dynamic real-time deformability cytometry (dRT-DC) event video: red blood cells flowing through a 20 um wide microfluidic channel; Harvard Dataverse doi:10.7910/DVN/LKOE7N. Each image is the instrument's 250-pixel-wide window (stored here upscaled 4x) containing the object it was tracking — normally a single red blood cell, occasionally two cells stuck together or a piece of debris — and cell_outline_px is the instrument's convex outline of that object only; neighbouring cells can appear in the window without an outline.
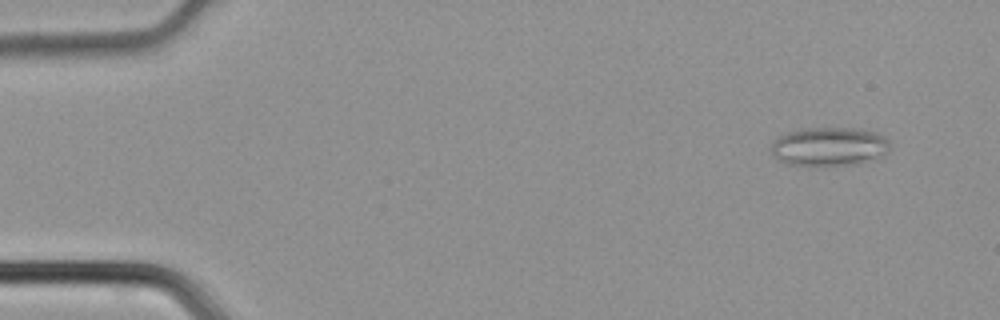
{"species": "common noctule bat (a hibernating species)", "species_latin": "Nyctalus noctula", "temperature_condition": "cold", "stored_images_in_passage": 46, "camera_frame_rate_fps": 3000, "um_per_image_px": 0.085, "animal": {"sex": "male", "body_mass_g": 21.5, "forearm_length_mm": 52.0}, "frame": {"image": 1, "passage_image": 4, "time_ms": 1.0, "image_size_px": [1000, 320], "cell_outline_px": [[888, 148], [876, 160], [856, 164], [820, 168], [808, 168], [784, 164], [772, 156], [772, 144], [780, 136], [788, 132], [800, 128], [852, 128], [876, 132], [884, 136], [888, 140]], "centroid_in_image_um": [70.43, 12.51], "position_along_channel_um": 14.6, "area_um2": 27.69}}
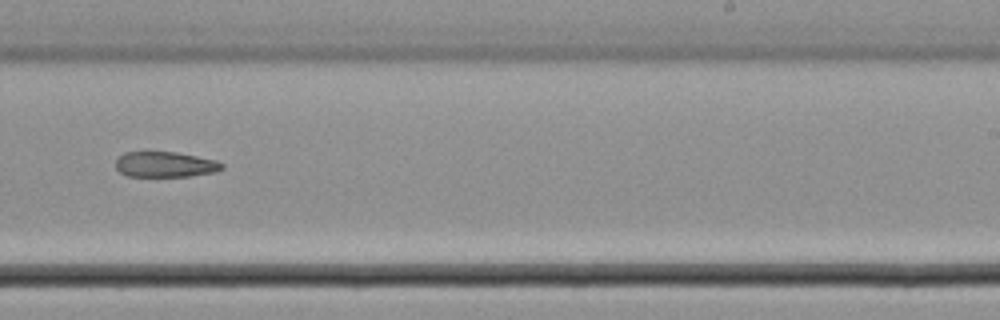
{"frame": {"image": 2, "passage_image": 29, "time_ms": 9.333, "image_size_px": [1000, 320], "cell_outline_px": [[224, 168], [216, 172], [188, 176], [128, 176], [120, 172], [116, 168], [116, 160], [124, 152], [176, 152], [216, 160], [224, 164]], "centroid_in_image_um": [14.06, 13.98], "position_along_channel_um": 274.9, "area_um2": 15.72}}
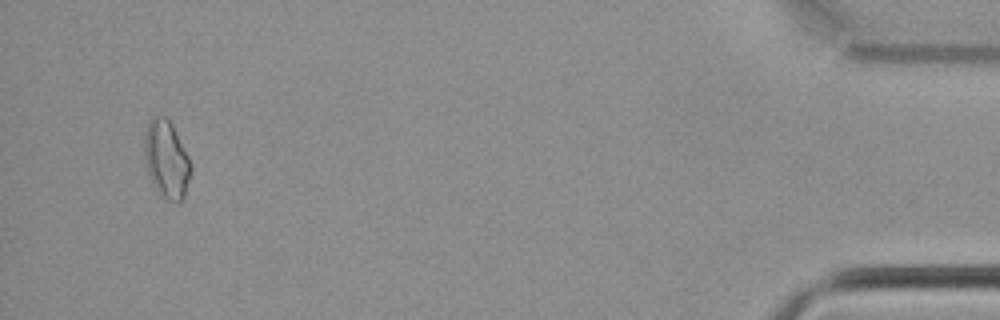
{"frame": {"image": 3, "passage_image": 44, "time_ms": 14.333, "image_size_px": [1000, 320], "cell_outline_px": [[192, 172], [184, 196], [180, 204], [176, 204], [160, 196], [152, 184], [148, 172], [144, 156], [144, 136], [148, 124], [152, 116], [164, 116], [172, 124], [188, 156], [192, 168]], "centroid_in_image_um": [14.15, 13.6], "position_along_channel_um": 421.0, "area_um2": 21.21}}